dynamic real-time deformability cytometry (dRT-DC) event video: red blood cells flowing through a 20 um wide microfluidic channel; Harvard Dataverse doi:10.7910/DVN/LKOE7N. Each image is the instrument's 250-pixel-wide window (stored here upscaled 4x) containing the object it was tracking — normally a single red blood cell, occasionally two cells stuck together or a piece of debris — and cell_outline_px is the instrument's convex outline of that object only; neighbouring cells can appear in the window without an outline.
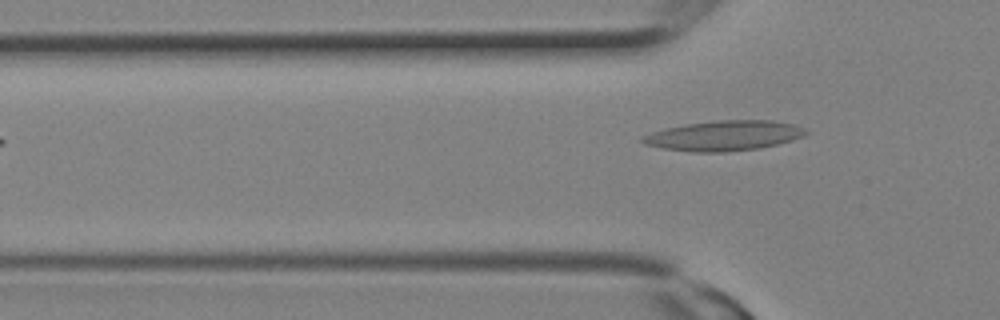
{"species": "Egyptian fruit bat (a non-hibernating species)", "species_latin": "Rousettus aegyptiacus", "temperature_condition": "room temperature", "stored_images_in_passage": 4, "camera_frame_rate_fps": 3000, "um_per_image_px": 0.085, "animal": {"sex": "female"}, "frame": {"image": 1, "passage_image": 4, "time_ms": 1.0, "image_size_px": [1000, 320], "cell_outline_px": [[808, 132], [804, 136], [792, 140], [760, 148], [724, 152], [692, 152], [664, 148], [644, 144], [640, 140], [640, 136], [664, 128], [688, 124], [716, 120], [772, 120], [792, 124], [804, 128]], "centroid_in_image_um": [61.52, 11.53], "position_along_channel_um": 64.3, "area_um2": 28.55}}